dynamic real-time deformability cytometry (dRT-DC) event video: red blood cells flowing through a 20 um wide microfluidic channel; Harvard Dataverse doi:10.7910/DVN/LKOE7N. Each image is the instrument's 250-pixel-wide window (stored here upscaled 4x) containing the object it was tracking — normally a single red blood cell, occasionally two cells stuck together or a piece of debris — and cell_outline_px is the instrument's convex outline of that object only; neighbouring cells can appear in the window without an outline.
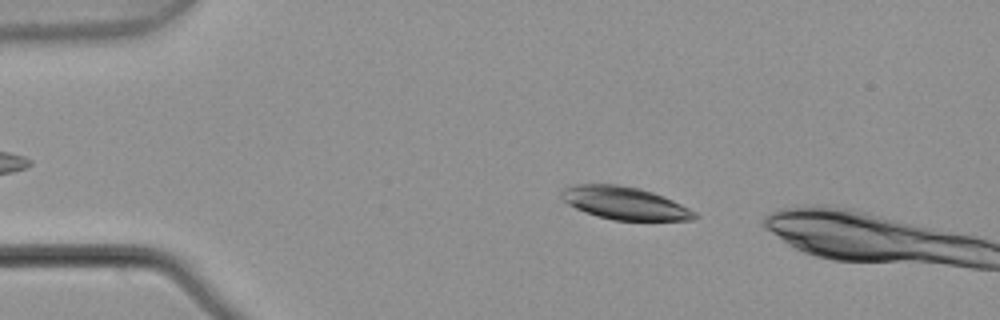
{"species": "common noctule bat (a hibernating species)", "species_latin": "Nyctalus noctula", "temperature_condition": "warm", "stored_images_in_passage": 2, "camera_frame_rate_fps": 3000, "um_per_image_px": 0.085, "animal": {"sex": "male", "body_mass_g": 21.5, "forearm_length_mm": 52.0}, "frame": {"image": 1, "passage_image": 1, "time_ms": 0.0, "image_size_px": [1000, 320], "cell_outline_px": [[700, 216], [692, 220], [612, 220], [596, 216], [584, 212], [568, 204], [560, 196], [560, 192], [564, 188], [576, 184], [616, 184], [640, 188], [652, 192], [672, 200], [696, 212]], "centroid_in_image_um": [53.08, 17.27], "position_along_channel_um": 31.9, "area_um2": 25.37}}